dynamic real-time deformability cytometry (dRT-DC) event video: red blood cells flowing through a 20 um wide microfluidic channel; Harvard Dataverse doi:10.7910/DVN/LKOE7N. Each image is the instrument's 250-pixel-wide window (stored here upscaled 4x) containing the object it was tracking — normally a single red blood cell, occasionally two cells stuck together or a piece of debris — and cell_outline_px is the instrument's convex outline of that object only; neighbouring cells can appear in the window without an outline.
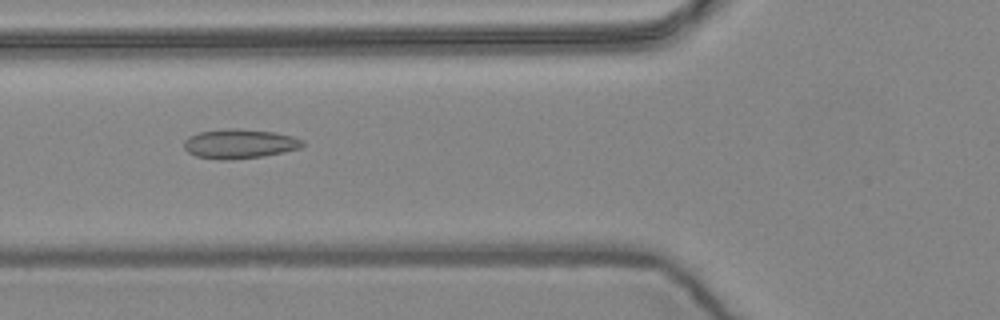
{"species": "common noctule bat (a hibernating species)", "species_latin": "Nyctalus noctula", "temperature_condition": "warm", "stored_images_in_passage": 7, "camera_frame_rate_fps": 3000, "um_per_image_px": 0.085, "animal": {"sex": "female", "body_mass_g": 24.6, "forearm_length_mm": 56.2}, "frame": {"image": 1, "passage_image": 6, "time_ms": 1.667, "image_size_px": [1000, 320], "cell_outline_px": [[304, 144], [300, 148], [284, 152], [264, 156], [224, 160], [196, 156], [188, 152], [184, 148], [184, 140], [188, 136], [200, 132], [228, 128], [236, 128], [276, 132], [292, 136], [304, 140]], "centroid_in_image_um": [20.37, 12.21], "position_along_channel_um": 105.4, "area_um2": 20.35}}
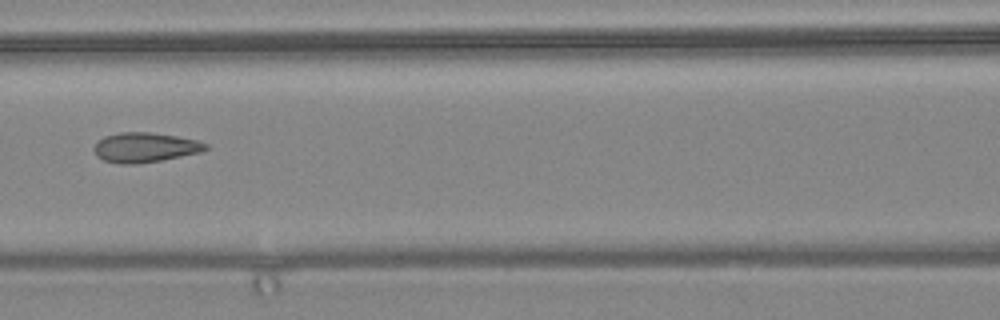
{"frame": {"image": 2, "passage_image": 7, "time_ms": 2.0, "image_size_px": [1000, 320], "cell_outline_px": [[208, 148], [200, 152], [160, 160], [136, 164], [120, 164], [104, 160], [96, 156], [92, 148], [104, 136], [120, 132], [148, 132], [176, 136], [196, 140], [208, 144]], "centroid_in_image_um": [12.29, 12.53], "position_along_channel_um": 154.3, "area_um2": 19.19}}